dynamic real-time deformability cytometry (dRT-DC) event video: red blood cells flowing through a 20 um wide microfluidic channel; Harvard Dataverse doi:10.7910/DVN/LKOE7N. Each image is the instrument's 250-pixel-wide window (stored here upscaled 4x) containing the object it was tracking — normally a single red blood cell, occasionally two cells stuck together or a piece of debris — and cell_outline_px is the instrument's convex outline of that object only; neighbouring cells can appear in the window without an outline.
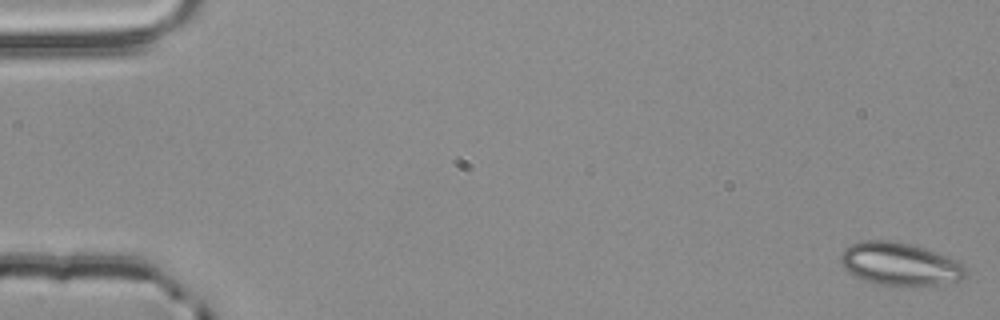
{"species": "common noctule bat (a hibernating species)", "species_latin": "Nyctalus noctula", "temperature_condition": "room temperature", "stored_images_in_passage": 4, "camera_frame_rate_fps": 3000, "um_per_image_px": 0.085, "animal": {"sex": "male", "body_mass_g": 20.4}, "frame": {"image": 1, "passage_image": 1, "time_ms": 0.0, "image_size_px": [1000, 320], "cell_outline_px": [[968, 276], [960, 280], [936, 284], [876, 284], [864, 280], [848, 272], [840, 264], [840, 256], [844, 248], [860, 240], [888, 240], [912, 244], [936, 252], [964, 264], [968, 272]], "centroid_in_image_um": [76.46, 22.41], "position_along_channel_um": 8.5, "area_um2": 30.98}}